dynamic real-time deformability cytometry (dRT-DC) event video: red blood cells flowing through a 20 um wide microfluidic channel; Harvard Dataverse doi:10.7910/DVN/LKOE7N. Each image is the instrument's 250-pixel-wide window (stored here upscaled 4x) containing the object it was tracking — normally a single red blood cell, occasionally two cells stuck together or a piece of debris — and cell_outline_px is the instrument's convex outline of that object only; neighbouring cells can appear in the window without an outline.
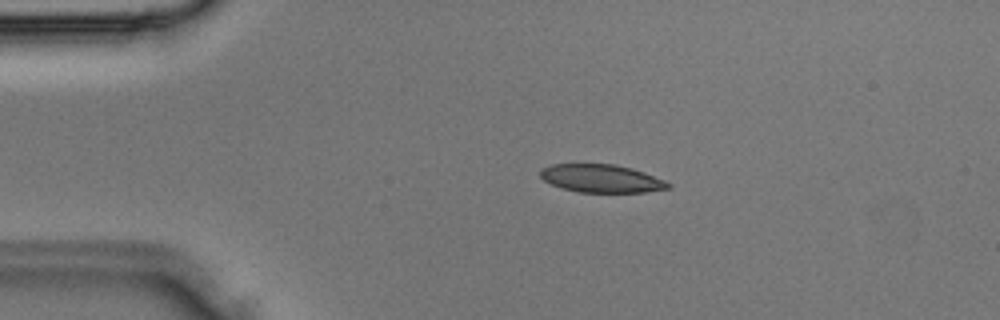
{"species": "Egyptian fruit bat (a non-hibernating species)", "species_latin": "Rousettus aegyptiacus", "temperature_condition": "room temperature", "stored_images_in_passage": 38, "camera_frame_rate_fps": 3000, "um_per_image_px": 0.085, "animal": {"sex": "male"}, "frame": {"image": 1, "passage_image": 8, "time_ms": 2.333, "image_size_px": [1000, 320], "cell_outline_px": [[672, 188], [644, 192], [580, 192], [564, 188], [552, 184], [544, 180], [540, 176], [540, 168], [552, 164], [616, 164], [632, 168], [644, 172], [664, 180], [672, 184]], "centroid_in_image_um": [51.14, 15.16], "position_along_channel_um": 33.9, "area_um2": 20.87}}
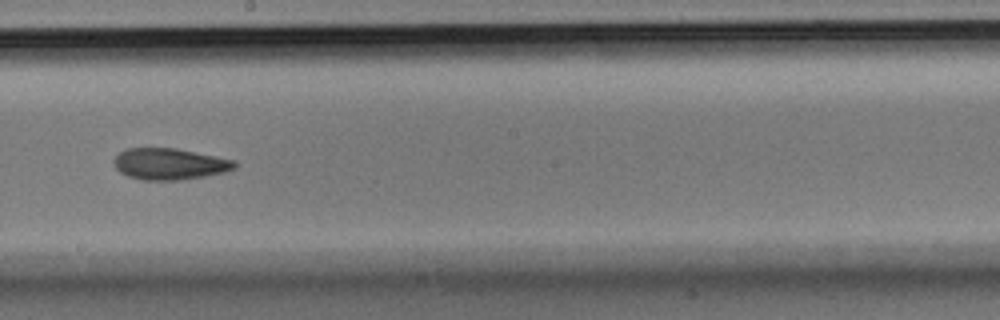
{"frame": {"image": 2, "passage_image": 21, "time_ms": 6.667, "image_size_px": [1000, 320], "cell_outline_px": [[236, 168], [224, 172], [204, 176], [180, 180], [144, 180], [128, 176], [120, 172], [116, 168], [112, 160], [124, 148], [176, 148], [236, 160]], "centroid_in_image_um": [14.4, 13.93], "position_along_channel_um": 233.8, "area_um2": 22.14}}
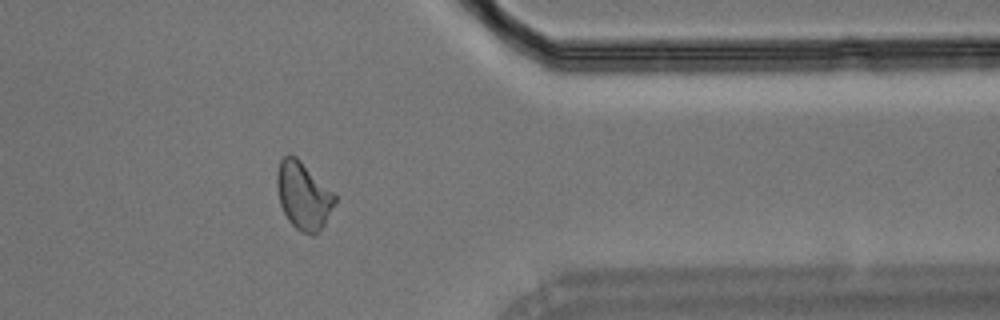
{"frame": {"image": 3, "passage_image": 30, "time_ms": 9.667, "image_size_px": [1000, 320], "cell_outline_px": [[336, 200], [324, 224], [312, 236], [296, 228], [288, 220], [280, 204], [276, 184], [276, 172], [280, 160], [288, 152], [296, 156], [336, 196]], "centroid_in_image_um": [25.74, 16.59], "position_along_channel_um": 385.7, "area_um2": 22.37}}